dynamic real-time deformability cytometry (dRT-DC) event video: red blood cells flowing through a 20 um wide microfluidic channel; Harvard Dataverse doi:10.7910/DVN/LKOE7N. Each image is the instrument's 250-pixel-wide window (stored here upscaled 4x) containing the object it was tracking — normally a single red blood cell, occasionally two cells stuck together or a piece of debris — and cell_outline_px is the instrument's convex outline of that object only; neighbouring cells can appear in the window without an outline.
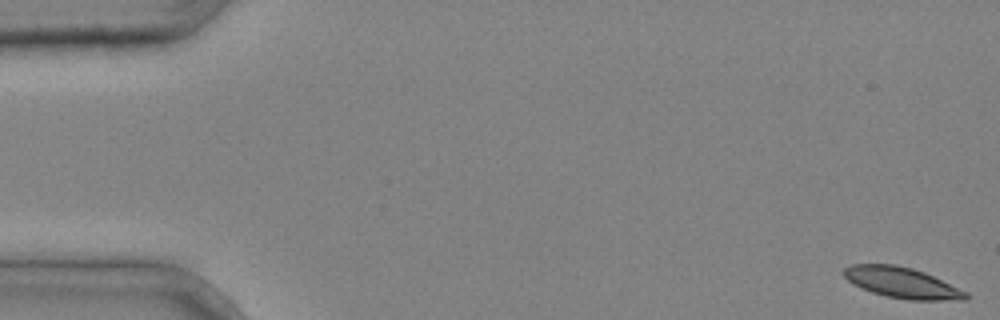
{"species": "common noctule bat (a hibernating species)", "species_latin": "Nyctalus noctula", "temperature_condition": "cold", "stored_images_in_passage": 43, "camera_frame_rate_fps": 3000, "um_per_image_px": 0.085, "animal": {"sex": "male", "body_mass_g": 20.4}, "frame": {"image": 1, "passage_image": 1, "time_ms": 0.0, "image_size_px": [1000, 320], "cell_outline_px": [[968, 296], [964, 300], [908, 300], [884, 296], [860, 288], [852, 284], [840, 272], [844, 268], [852, 264], [896, 264], [912, 268], [924, 272], [968, 292]], "centroid_in_image_um": [76.62, 24.03], "position_along_channel_um": 8.4, "area_um2": 22.02}}
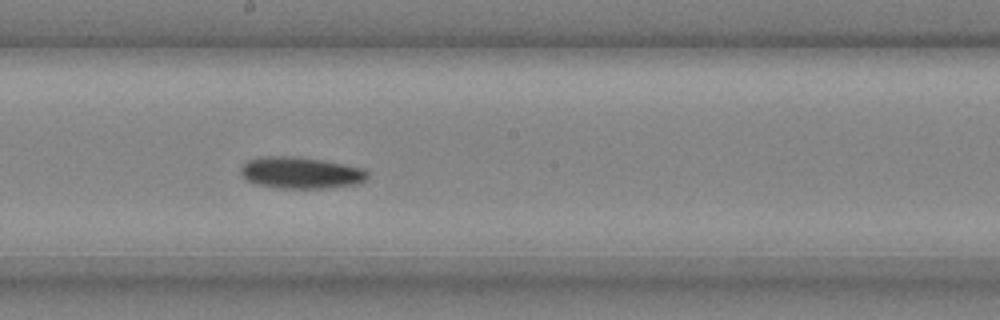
{"frame": {"image": 2, "passage_image": 24, "time_ms": 7.667, "image_size_px": [1000, 320], "cell_outline_px": [[368, 176], [360, 184], [324, 188], [276, 188], [256, 184], [248, 180], [240, 172], [240, 168], [248, 160], [260, 156], [296, 156], [324, 160], [364, 168], [368, 172]], "centroid_in_image_um": [25.58, 14.68], "position_along_channel_um": 222.6, "area_um2": 23.52}}
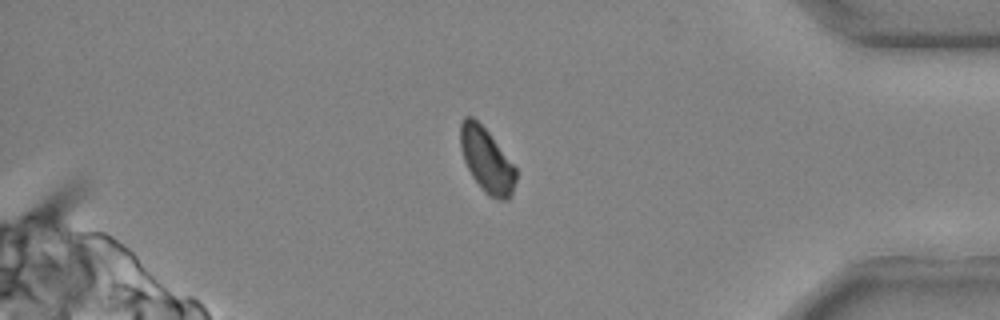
{"frame": {"image": 3, "passage_image": 37, "time_ms": 12.0, "image_size_px": [1000, 320], "cell_outline_px": [[516, 180], [512, 196], [508, 200], [500, 200], [488, 196], [484, 192], [472, 176], [464, 160], [460, 148], [460, 124], [464, 116], [472, 116], [488, 132], [516, 168]], "centroid_in_image_um": [41.36, 13.64], "position_along_channel_um": 393.8, "area_um2": 20.75}}